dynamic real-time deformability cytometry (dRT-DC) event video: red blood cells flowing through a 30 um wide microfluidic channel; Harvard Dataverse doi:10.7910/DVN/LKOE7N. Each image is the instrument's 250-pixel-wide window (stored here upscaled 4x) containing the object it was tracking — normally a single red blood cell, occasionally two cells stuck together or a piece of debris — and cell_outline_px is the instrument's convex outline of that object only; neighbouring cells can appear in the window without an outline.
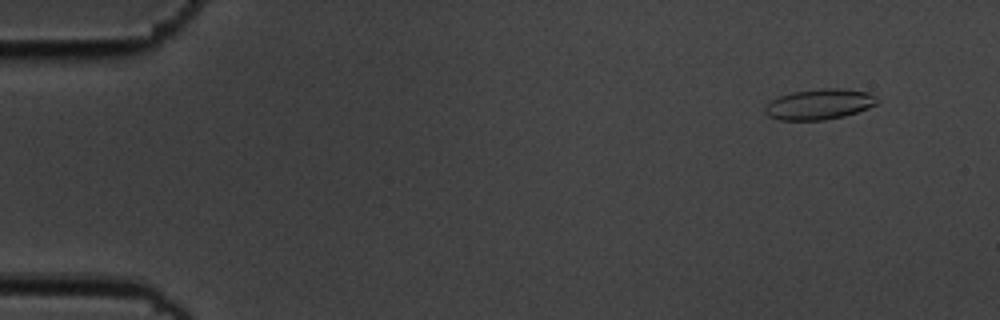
{"species": "common noctule bat (a hibernating species)", "species_latin": "Nyctalus noctula", "temperature_condition": "cold", "stored_images_in_passage": 6, "camera_frame_rate_fps": 3000, "um_per_image_px": 0.085, "animal": {"sex": "male", "body_mass_g": 19.5, "forearm_length_mm": 54.6}, "frame": {"image": 1, "passage_image": 2, "time_ms": 0.333, "image_size_px": [1000, 320], "cell_outline_px": [[880, 100], [876, 104], [868, 108], [844, 116], [824, 120], [780, 120], [768, 116], [764, 112], [764, 108], [772, 100], [780, 96], [792, 92], [820, 88], [840, 88], [872, 92]], "centroid_in_image_um": [69.68, 8.85], "position_along_channel_um": 15.3, "area_um2": 20.11}}